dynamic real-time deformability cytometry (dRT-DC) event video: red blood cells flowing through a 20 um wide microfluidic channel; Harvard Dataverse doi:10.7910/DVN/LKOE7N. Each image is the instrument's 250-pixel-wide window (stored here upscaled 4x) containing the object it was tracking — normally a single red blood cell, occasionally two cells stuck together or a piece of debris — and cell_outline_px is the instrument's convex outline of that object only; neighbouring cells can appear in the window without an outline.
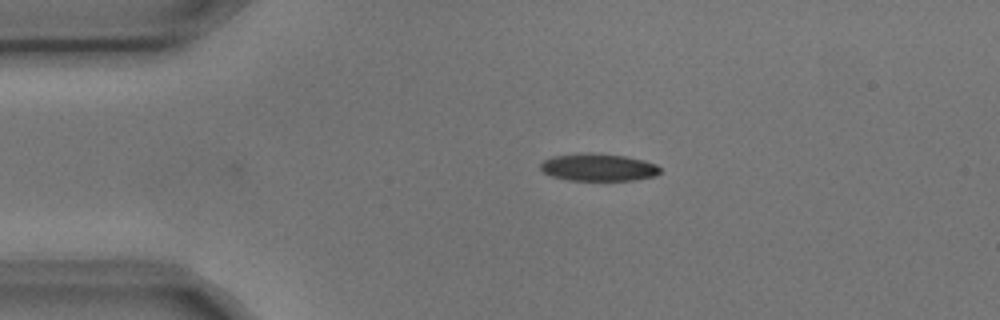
{"species": "common noctule bat (a hibernating species)", "species_latin": "Nyctalus noctula", "temperature_condition": "cold", "stored_images_in_passage": 3, "camera_frame_rate_fps": 3000, "um_per_image_px": 0.085, "animal": {"sex": "male", "body_mass_g": 17.9, "forearm_length_mm": 54.2}, "frame": {"image": 1, "passage_image": 2, "time_ms": 0.333, "image_size_px": [1000, 320], "cell_outline_px": [[660, 172], [656, 176], [632, 180], [568, 180], [552, 176], [544, 172], [540, 168], [540, 164], [544, 160], [552, 156], [588, 152], [592, 152], [624, 156], [644, 160], [656, 164], [660, 168]], "centroid_in_image_um": [50.86, 14.21], "position_along_channel_um": 34.1, "area_um2": 19.13}}